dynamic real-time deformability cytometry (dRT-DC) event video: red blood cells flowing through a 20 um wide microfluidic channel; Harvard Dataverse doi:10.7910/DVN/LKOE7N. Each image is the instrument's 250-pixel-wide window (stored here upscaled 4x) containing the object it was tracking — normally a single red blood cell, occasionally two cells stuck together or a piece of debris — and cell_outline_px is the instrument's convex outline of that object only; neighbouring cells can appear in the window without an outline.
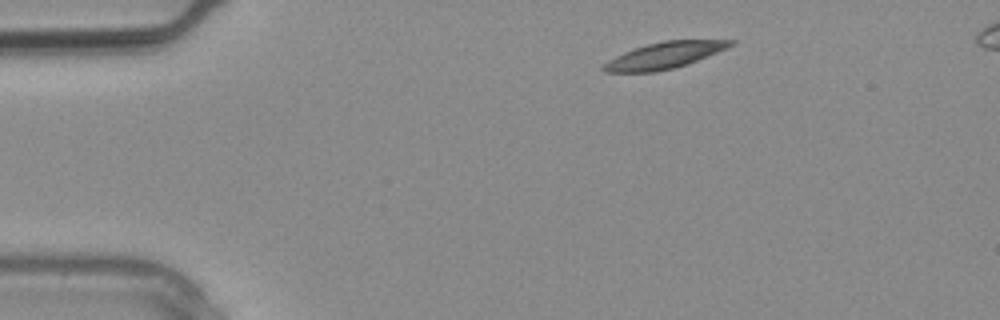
{"species": "common noctule bat (a hibernating species)", "species_latin": "Nyctalus noctula", "temperature_condition": "warm", "stored_images_in_passage": 2, "camera_frame_rate_fps": 3000, "um_per_image_px": 0.085, "animal": {"sex": "male", "body_mass_g": 20.4}, "frame": {"image": 1, "passage_image": 1, "time_ms": 0.0, "image_size_px": [1000, 320], "cell_outline_px": [[736, 44], [688, 64], [656, 72], [604, 72], [600, 68], [608, 60], [624, 52], [648, 44], [664, 40], [736, 40]], "centroid_in_image_um": [56.47, 4.71], "position_along_channel_um": 28.5, "area_um2": 19.36}}